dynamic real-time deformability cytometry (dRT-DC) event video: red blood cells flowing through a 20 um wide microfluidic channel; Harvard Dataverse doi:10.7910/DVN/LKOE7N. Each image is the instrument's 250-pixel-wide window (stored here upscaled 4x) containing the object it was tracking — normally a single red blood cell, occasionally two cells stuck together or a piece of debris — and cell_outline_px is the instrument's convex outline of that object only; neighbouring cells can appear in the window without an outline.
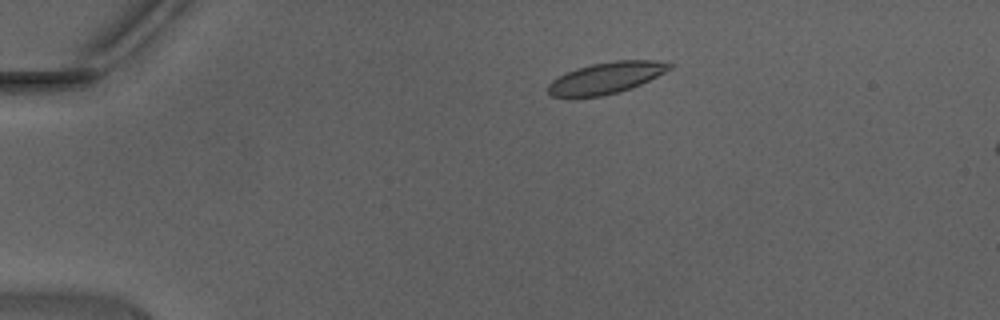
{"species": "Egyptian fruit bat (a non-hibernating species)", "species_latin": "Rousettus aegyptiacus", "temperature_condition": "warm", "stored_images_in_passage": 13, "camera_frame_rate_fps": 3000, "um_per_image_px": 0.085, "animal": {"sex": "male"}, "frame": {"image": 1, "passage_image": 8, "time_ms": 2.333, "image_size_px": [1000, 320], "cell_outline_px": [[672, 68], [632, 88], [620, 92], [600, 96], [552, 96], [548, 92], [548, 84], [552, 80], [576, 68], [592, 64], [616, 60], [656, 60], [672, 64]], "centroid_in_image_um": [51.54, 6.61], "position_along_channel_um": 33.5, "area_um2": 21.85}}